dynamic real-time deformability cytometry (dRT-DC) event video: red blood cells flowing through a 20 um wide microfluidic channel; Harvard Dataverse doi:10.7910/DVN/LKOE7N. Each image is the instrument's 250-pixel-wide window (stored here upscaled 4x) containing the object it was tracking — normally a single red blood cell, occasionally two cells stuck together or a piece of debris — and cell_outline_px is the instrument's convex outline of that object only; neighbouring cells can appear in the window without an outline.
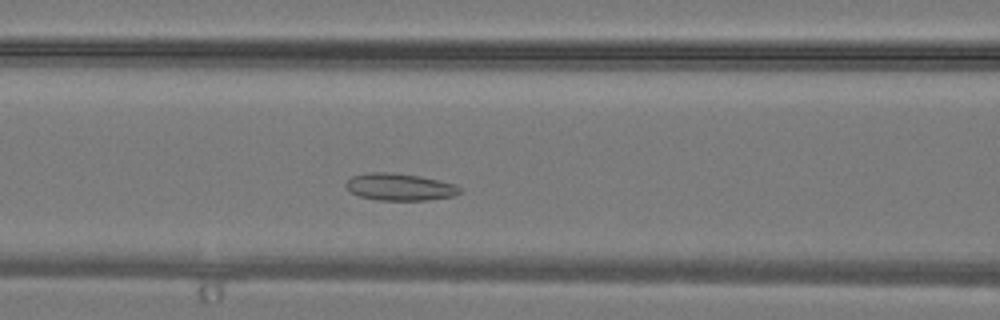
{"species": "common noctule bat (a hibernating species)", "species_latin": "Nyctalus noctula", "temperature_condition": "warm", "stored_images_in_passage": 30, "camera_frame_rate_fps": 3000, "um_per_image_px": 0.085, "animal": {"sex": "male", "body_mass_g": 19.2, "forearm_length_mm": 51.8}, "frame": {"image": 1, "passage_image": 9, "time_ms": 2.667, "image_size_px": [1000, 320], "cell_outline_px": [[460, 192], [452, 196], [428, 200], [380, 200], [360, 196], [348, 192], [344, 184], [352, 176], [368, 172], [392, 172], [420, 176], [452, 184], [460, 188]], "centroid_in_image_um": [33.89, 15.89], "position_along_channel_um": 132.7, "area_um2": 17.86}}
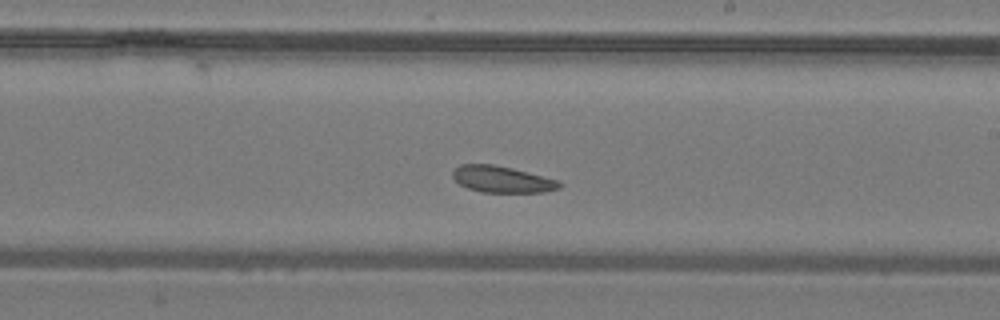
{"frame": {"image": 2, "passage_image": 15, "time_ms": 4.667, "image_size_px": [1000, 320], "cell_outline_px": [[560, 188], [544, 192], [484, 192], [468, 188], [460, 184], [452, 176], [452, 172], [460, 164], [492, 164], [512, 168], [560, 180]], "centroid_in_image_um": [42.68, 15.24], "position_along_channel_um": 246.3, "area_um2": 16.36}}
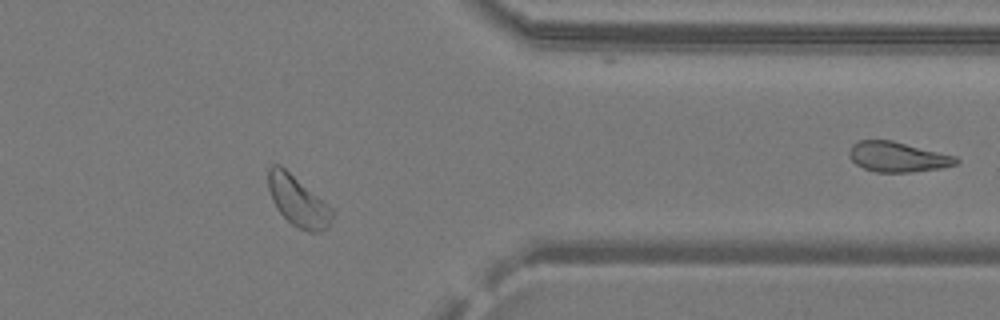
{"frame": {"image": 3, "passage_image": 23, "time_ms": 7.333, "image_size_px": [1000, 320], "cell_outline_px": [[336, 212], [328, 224], [320, 232], [308, 232], [296, 228], [276, 208], [272, 200], [268, 188], [268, 168], [272, 164], [280, 164], [332, 208]], "centroid_in_image_um": [25.3, 17.09], "position_along_channel_um": 386.1, "area_um2": 18.61}}